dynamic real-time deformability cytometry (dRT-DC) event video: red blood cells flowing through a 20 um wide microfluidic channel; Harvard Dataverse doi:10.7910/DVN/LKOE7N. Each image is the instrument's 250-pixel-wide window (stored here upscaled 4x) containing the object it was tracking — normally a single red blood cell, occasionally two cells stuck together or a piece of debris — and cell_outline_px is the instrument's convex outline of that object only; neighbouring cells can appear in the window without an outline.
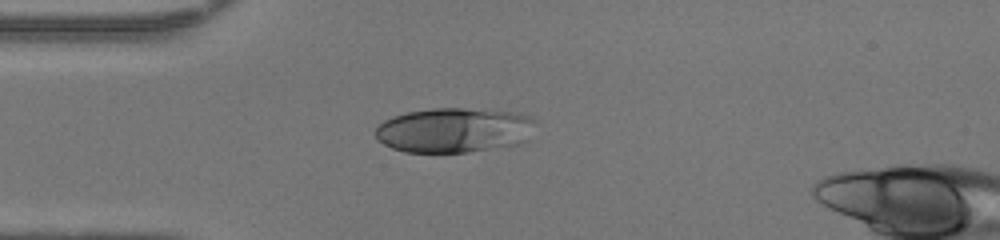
{"species": "human", "species_latin": "Homo sapiens", "temperature_condition": "warm", "stored_images_in_passage": 37, "camera_frame_rate_fps": 3000, "um_per_image_px": 0.085, "donor": {"sex": "female"}, "frame": {"image": 1, "passage_image": 1, "time_ms": 0.0, "image_size_px": [1000, 240], "cell_outline_px": [[536, 120], [528, 140], [520, 144], [468, 152], [404, 152], [392, 148], [376, 140], [376, 124], [392, 116], [408, 112], [432, 108], [464, 108], [516, 112], [532, 116]], "centroid_in_image_um": [38.61, 11.06], "position_along_channel_um": 46.4, "area_um2": 42.25}}
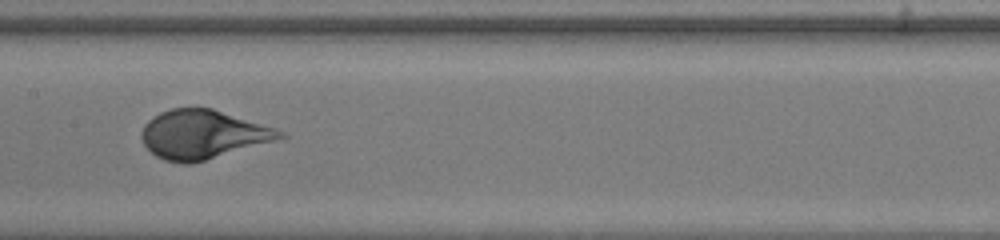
{"frame": {"image": 2, "passage_image": 12, "time_ms": 3.667, "image_size_px": [1000, 240], "cell_outline_px": [[288, 136], [276, 140], [192, 164], [184, 164], [164, 160], [156, 156], [144, 144], [140, 136], [140, 132], [144, 124], [152, 116], [160, 112], [172, 108], [212, 108], [276, 128], [284, 132]], "centroid_in_image_um": [17.22, 11.43], "position_along_channel_um": 190.2, "area_um2": 39.36}}
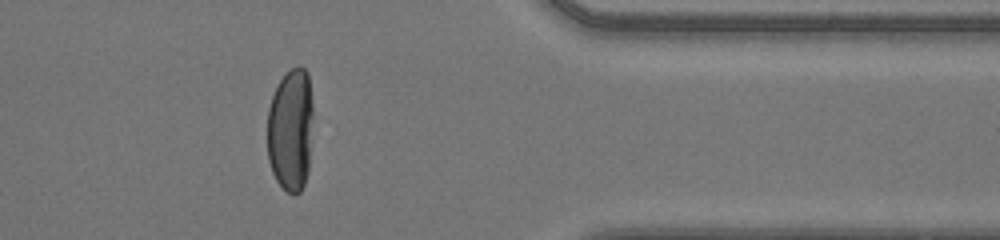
{"frame": {"image": 3, "passage_image": 27, "time_ms": 8.667, "image_size_px": [1000, 240], "cell_outline_px": [[312, 120], [308, 172], [304, 184], [300, 192], [288, 192], [276, 180], [272, 172], [268, 160], [268, 108], [272, 96], [280, 80], [296, 64], [300, 64], [308, 72], [312, 104]], "centroid_in_image_um": [24.71, 11.0], "position_along_channel_um": 386.7, "area_um2": 32.77}, "authors_computed_cell_mechanics": {"area_um2": 40.171, "velocity_mm_per_s": 4.3072, "shape_relaxation_time_tau1_ms": 2.9824, "shape_relaxation_time_tau2_ms": null, "deformation_change_tau1": 0.206, "deformation_change_tau2": null}}